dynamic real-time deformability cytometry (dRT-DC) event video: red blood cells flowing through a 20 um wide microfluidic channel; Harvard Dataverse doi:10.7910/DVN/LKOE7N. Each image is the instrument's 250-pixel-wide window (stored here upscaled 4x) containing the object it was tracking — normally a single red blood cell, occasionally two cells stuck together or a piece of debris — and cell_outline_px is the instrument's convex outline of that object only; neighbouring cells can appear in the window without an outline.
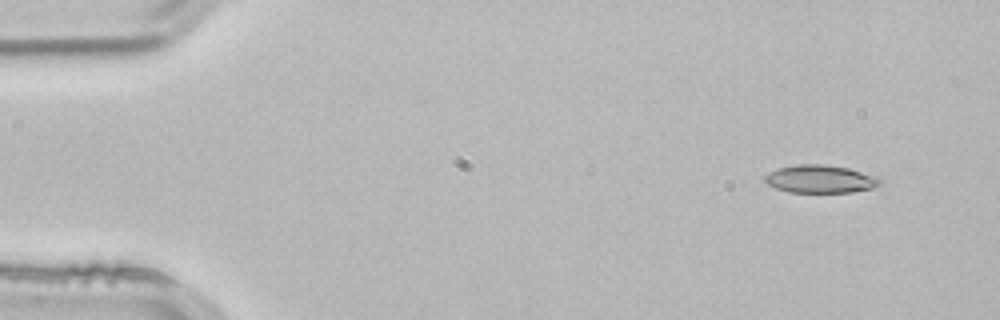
{"species": "common noctule bat (a hibernating species)", "species_latin": "Nyctalus noctula", "temperature_condition": "room temperature", "stored_images_in_passage": 3, "camera_frame_rate_fps": 3000, "um_per_image_px": 0.085, "animal": {"sex": "male", "body_mass_g": 21.5, "forearm_length_mm": 52.0}, "frame": {"image": 1, "passage_image": 1, "time_ms": 0.0, "image_size_px": [1000, 320], "cell_outline_px": [[880, 184], [872, 188], [852, 192], [788, 192], [776, 188], [768, 184], [764, 180], [764, 176], [776, 168], [796, 164], [820, 164], [848, 168], [880, 176]], "centroid_in_image_um": [69.73, 15.21], "position_along_channel_um": 15.3, "area_um2": 18.79}}
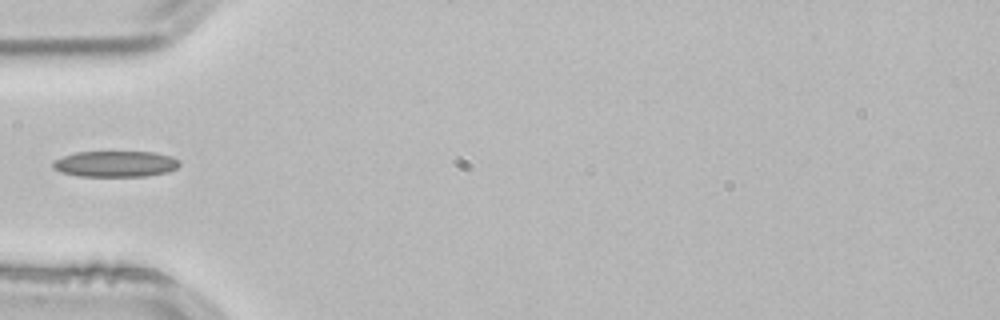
{"frame": {"image": 2, "passage_image": 3, "time_ms": 0.667, "image_size_px": [1000, 320], "cell_outline_px": [[180, 164], [176, 168], [168, 172], [144, 176], [80, 176], [60, 172], [52, 168], [52, 160], [76, 152], [156, 152], [172, 156]], "centroid_in_image_um": [9.78, 13.93], "position_along_channel_um": 75.2, "area_um2": 19.19}}